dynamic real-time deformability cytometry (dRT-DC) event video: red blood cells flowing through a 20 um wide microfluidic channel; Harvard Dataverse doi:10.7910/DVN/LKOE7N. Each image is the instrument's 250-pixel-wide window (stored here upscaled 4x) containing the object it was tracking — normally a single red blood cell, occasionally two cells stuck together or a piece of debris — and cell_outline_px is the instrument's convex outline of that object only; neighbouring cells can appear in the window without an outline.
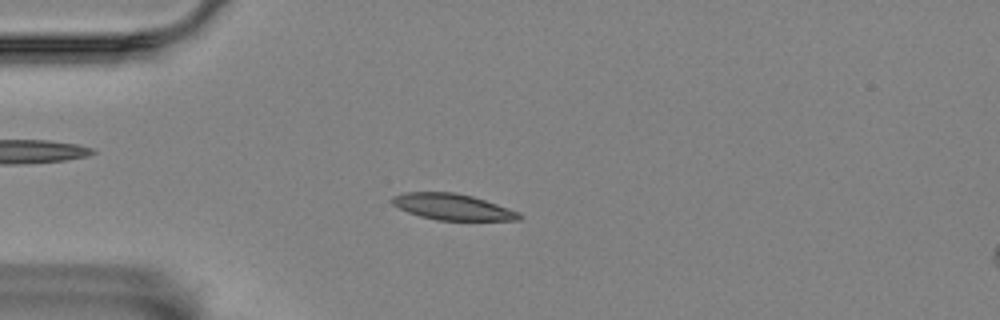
{"species": "Egyptian fruit bat (a non-hibernating species)", "species_latin": "Rousettus aegyptiacus", "temperature_condition": "room temperature", "stored_images_in_passage": 6, "camera_frame_rate_fps": 3000, "um_per_image_px": 0.085, "animal": {"sex": "female"}, "frame": {"image": 1, "passage_image": 5, "time_ms": 1.333, "image_size_px": [1000, 320], "cell_outline_px": [[524, 216], [520, 220], [436, 220], [420, 216], [408, 212], [392, 204], [388, 200], [392, 196], [404, 192], [456, 192], [472, 196], [520, 212]], "centroid_in_image_um": [38.44, 17.58], "position_along_channel_um": 46.6, "area_um2": 19.42}}